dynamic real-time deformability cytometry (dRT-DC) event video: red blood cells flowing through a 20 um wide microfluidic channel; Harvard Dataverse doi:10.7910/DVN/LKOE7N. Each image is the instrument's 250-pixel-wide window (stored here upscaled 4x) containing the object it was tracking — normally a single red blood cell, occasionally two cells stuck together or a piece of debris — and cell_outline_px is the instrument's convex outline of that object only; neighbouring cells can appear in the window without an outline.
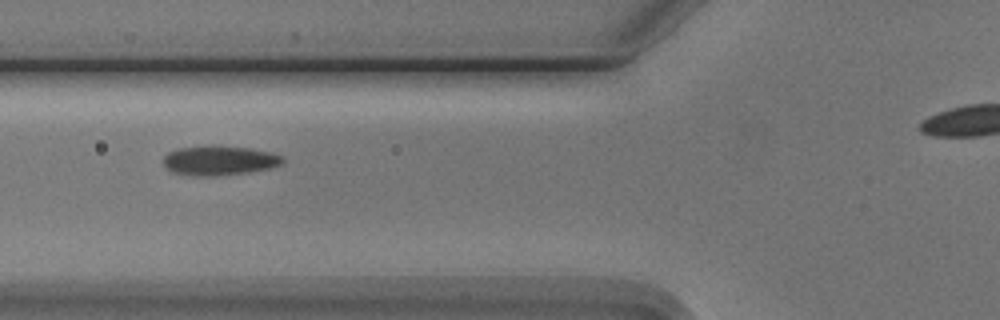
{"species": "Egyptian fruit bat (a non-hibernating species)", "species_latin": "Rousettus aegyptiacus", "temperature_condition": "cold", "stored_images_in_passage": 6, "camera_frame_rate_fps": 3000, "um_per_image_px": 0.085, "animal": {"sex": "male"}, "frame": {"image": 1, "passage_image": 2, "time_ms": 1.0, "image_size_px": [1000, 320], "cell_outline_px": [[284, 164], [268, 168], [248, 172], [212, 176], [192, 176], [172, 172], [164, 164], [164, 156], [168, 152], [176, 148], [252, 148], [272, 152], [284, 156]], "centroid_in_image_um": [18.69, 13.68], "position_along_channel_um": 107.1, "area_um2": 19.88}}
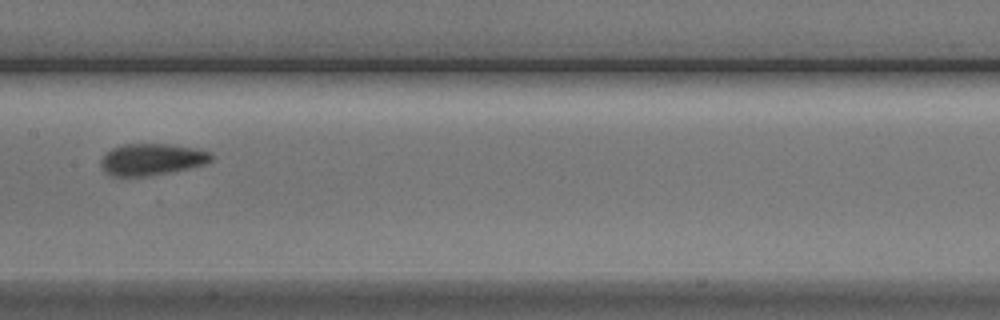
{"frame": {"image": 2, "passage_image": 4, "time_ms": 3.333, "image_size_px": [1000, 320], "cell_outline_px": [[212, 160], [204, 164], [188, 168], [148, 176], [112, 176], [104, 172], [100, 164], [100, 160], [112, 148], [124, 144], [168, 144], [192, 148], [212, 152]], "centroid_in_image_um": [12.87, 13.55], "position_along_channel_um": 194.5, "area_um2": 20.17}}
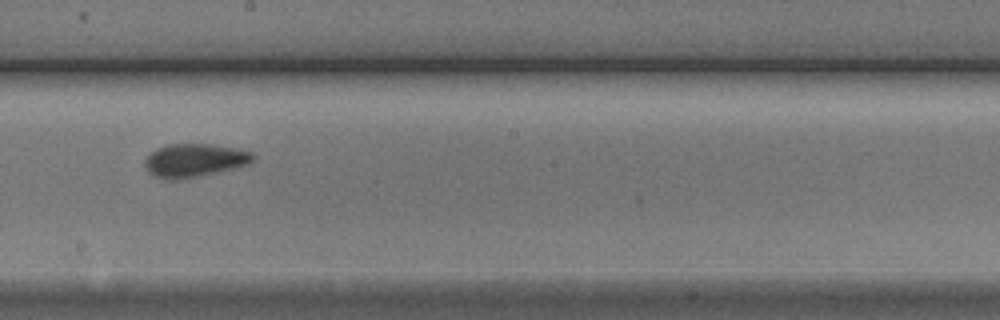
{"frame": {"image": 3, "passage_image": 5, "time_ms": 4.333, "image_size_px": [1000, 320], "cell_outline_px": [[256, 156], [248, 164], [236, 168], [200, 176], [180, 180], [164, 180], [152, 176], [144, 168], [144, 160], [156, 148], [168, 144], [212, 144], [236, 148], [252, 152]], "centroid_in_image_um": [16.5, 13.65], "position_along_channel_um": 231.7, "area_um2": 21.39}}